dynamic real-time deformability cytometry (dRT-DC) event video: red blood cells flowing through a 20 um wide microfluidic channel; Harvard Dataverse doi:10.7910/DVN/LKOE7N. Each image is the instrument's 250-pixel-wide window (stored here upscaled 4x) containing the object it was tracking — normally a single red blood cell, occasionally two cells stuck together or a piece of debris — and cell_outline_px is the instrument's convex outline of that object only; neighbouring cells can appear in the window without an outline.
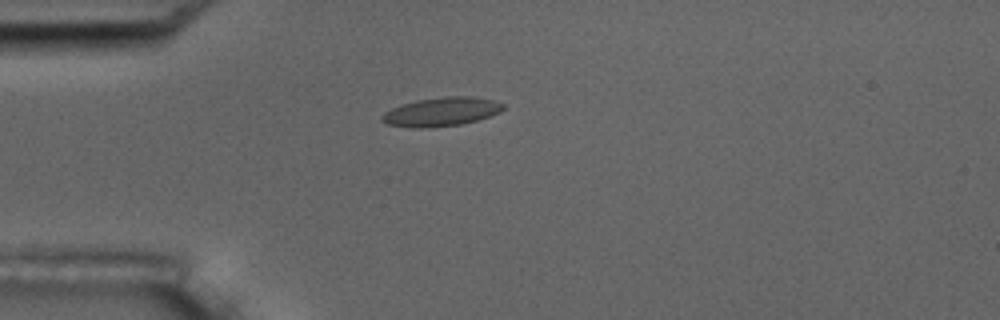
{"species": "common noctule bat (a hibernating species)", "species_latin": "Nyctalus noctula", "temperature_condition": "room temperature", "stored_images_in_passage": 4, "camera_frame_rate_fps": 3000, "um_per_image_px": 0.085, "animal": {"sex": "male", "body_mass_g": 17.5, "forearm_length_mm": 52.3}, "frame": {"image": 1, "passage_image": 4, "time_ms": 4.333, "image_size_px": [1000, 320], "cell_outline_px": [[504, 108], [500, 112], [476, 120], [460, 124], [424, 128], [412, 128], [388, 124], [380, 120], [380, 116], [384, 112], [392, 108], [416, 100], [448, 96], [472, 96], [492, 100], [504, 104]], "centroid_in_image_um": [37.49, 9.5], "position_along_channel_um": 47.5, "area_um2": 20.17}}